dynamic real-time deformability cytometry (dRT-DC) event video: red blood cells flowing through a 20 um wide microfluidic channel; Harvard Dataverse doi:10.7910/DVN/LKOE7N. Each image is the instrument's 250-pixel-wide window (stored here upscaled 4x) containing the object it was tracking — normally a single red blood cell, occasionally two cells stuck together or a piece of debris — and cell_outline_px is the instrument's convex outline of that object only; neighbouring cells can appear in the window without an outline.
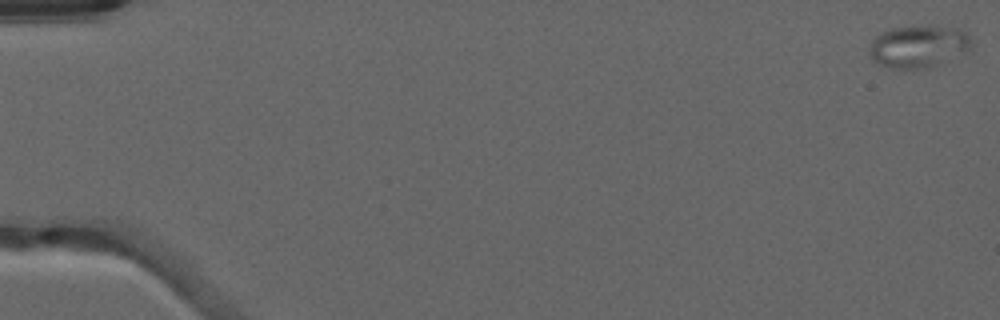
{"species": "common noctule bat (a hibernating species)", "species_latin": "Nyctalus noctula", "temperature_condition": "warm", "stored_images_in_passage": 52, "camera_frame_rate_fps": 3000, "um_per_image_px": 0.085, "animal": {"sex": "male", "forearm_length_mm": 52.5}, "frame": {"image": 1, "passage_image": 1, "time_ms": 0.0, "image_size_px": [1000, 320], "cell_outline_px": [[972, 44], [968, 48], [928, 68], [888, 68], [872, 60], [868, 48], [872, 40], [880, 32], [892, 28], [928, 24], [932, 24], [956, 28], [964, 32], [972, 40]], "centroid_in_image_um": [77.99, 3.9], "position_along_channel_um": 7.0, "area_um2": 24.97}}
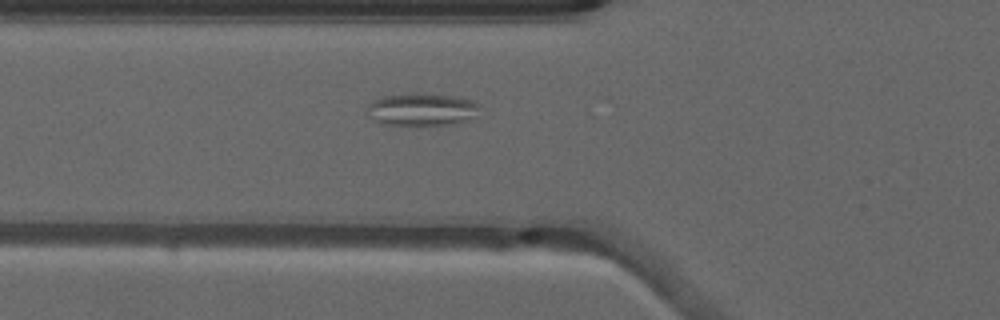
{"frame": {"image": 2, "passage_image": 20, "time_ms": 6.333, "image_size_px": [1000, 320], "cell_outline_px": [[480, 104], [464, 120], [452, 124], [380, 124], [372, 120], [368, 116], [368, 104], [372, 100], [384, 96], [420, 92], [456, 96]], "centroid_in_image_um": [35.71, 9.27], "position_along_channel_um": 90.1, "area_um2": 20.81}}
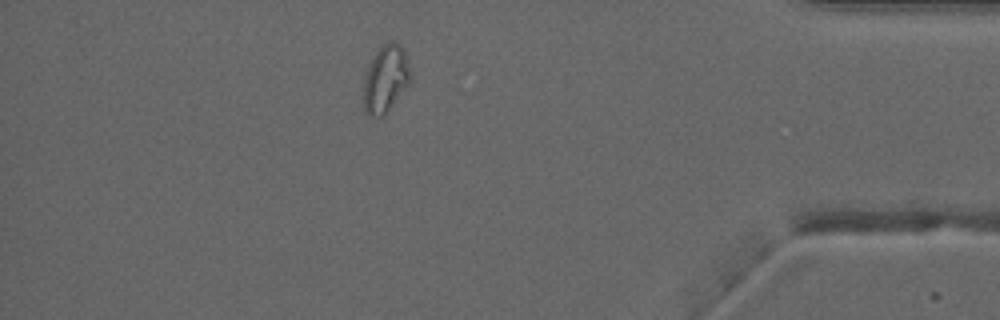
{"frame": {"image": 3, "passage_image": 46, "time_ms": 15.0, "image_size_px": [1000, 320], "cell_outline_px": [[412, 80], [388, 108], [380, 116], [368, 116], [364, 112], [364, 80], [368, 64], [372, 56], [384, 44], [392, 40], [400, 44], [404, 48]], "centroid_in_image_um": [32.77, 6.65], "position_along_channel_um": 402.4, "area_um2": 18.09}, "authors_computed_cell_mechanics": {"area_um2": 18.496, "velocity_mm_per_s": 4.0314, "shape_relaxation_time_tau1_ms": null, "shape_relaxation_time_tau2_ms": 3.0396, "deformation_change_tau1": null, "deformation_change_tau2": 0.0972}}